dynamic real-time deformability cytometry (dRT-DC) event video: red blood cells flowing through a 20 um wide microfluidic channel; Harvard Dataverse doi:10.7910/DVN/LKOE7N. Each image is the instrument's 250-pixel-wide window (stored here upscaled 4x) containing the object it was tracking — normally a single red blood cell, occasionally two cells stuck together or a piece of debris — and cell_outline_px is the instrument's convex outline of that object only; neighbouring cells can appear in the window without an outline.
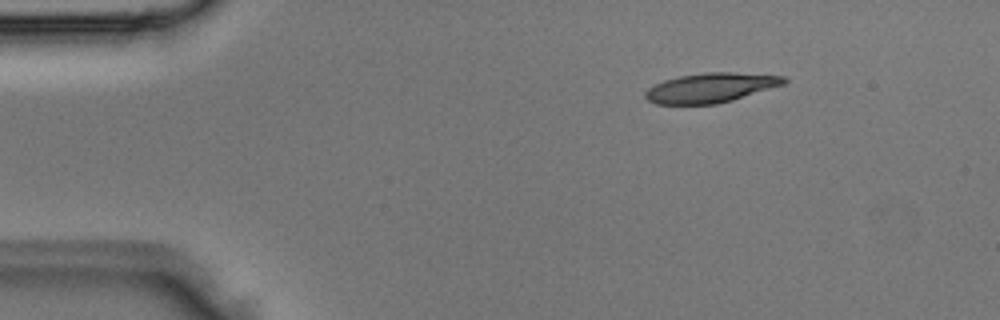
{"species": "Egyptian fruit bat (a non-hibernating species)", "species_latin": "Rousettus aegyptiacus", "temperature_condition": "room temperature", "stored_images_in_passage": 3, "camera_frame_rate_fps": 3000, "um_per_image_px": 0.085, "animal": {"sex": "male"}, "frame": {"image": 1, "passage_image": 1, "time_ms": 0.0, "image_size_px": [1000, 320], "cell_outline_px": [[788, 80], [784, 84], [732, 100], [716, 104], [656, 104], [648, 100], [644, 96], [644, 92], [652, 84], [664, 80], [680, 76], [704, 72], [732, 72], [784, 76]], "centroid_in_image_um": [60.37, 7.45], "position_along_channel_um": 24.6, "area_um2": 23.87}}